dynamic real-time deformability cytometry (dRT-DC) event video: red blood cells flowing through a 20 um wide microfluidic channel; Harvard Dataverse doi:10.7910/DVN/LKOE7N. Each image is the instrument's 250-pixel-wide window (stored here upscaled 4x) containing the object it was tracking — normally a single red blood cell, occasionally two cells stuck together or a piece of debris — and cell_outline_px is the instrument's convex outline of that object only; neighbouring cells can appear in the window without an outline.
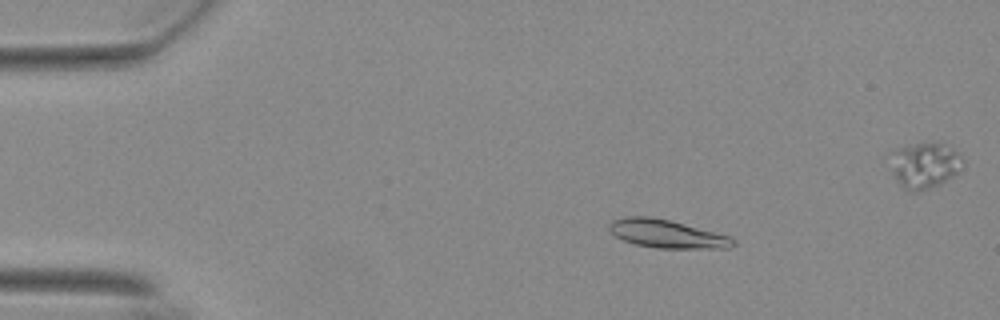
{"species": "Egyptian fruit bat (a non-hibernating species)", "species_latin": "Rousettus aegyptiacus", "temperature_condition": "warm", "stored_images_in_passage": 56, "camera_frame_rate_fps": 3000, "um_per_image_px": 0.085, "animal": {"sex": "female"}, "frame": {"image": 1, "passage_image": 9, "time_ms": 2.667, "image_size_px": [1000, 320], "cell_outline_px": [[736, 244], [732, 248], [656, 248], [636, 244], [624, 240], [616, 236], [608, 228], [608, 224], [612, 220], [624, 216], [652, 216], [668, 220], [728, 236], [736, 240]], "centroid_in_image_um": [56.65, 19.87], "position_along_channel_um": 28.3, "area_um2": 20.17}}
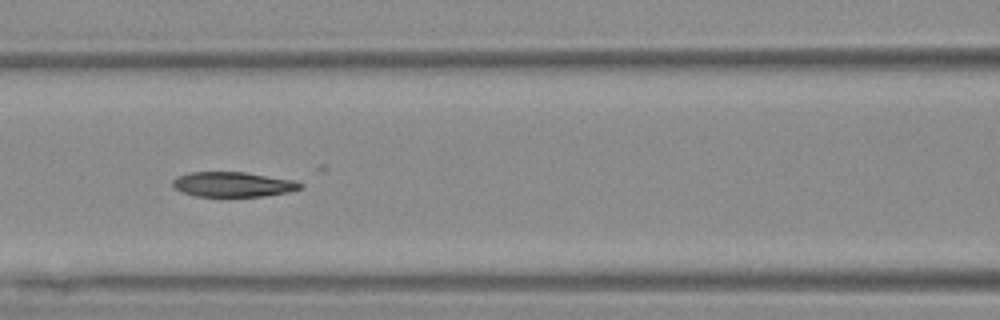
{"frame": {"image": 2, "passage_image": 24, "time_ms": 7.667, "image_size_px": [1000, 320], "cell_outline_px": [[304, 184], [300, 188], [288, 192], [264, 196], [196, 196], [180, 192], [172, 188], [172, 180], [180, 176], [192, 172], [244, 172], [296, 180]], "centroid_in_image_um": [19.8, 15.67], "position_along_channel_um": 146.8, "area_um2": 18.55}}
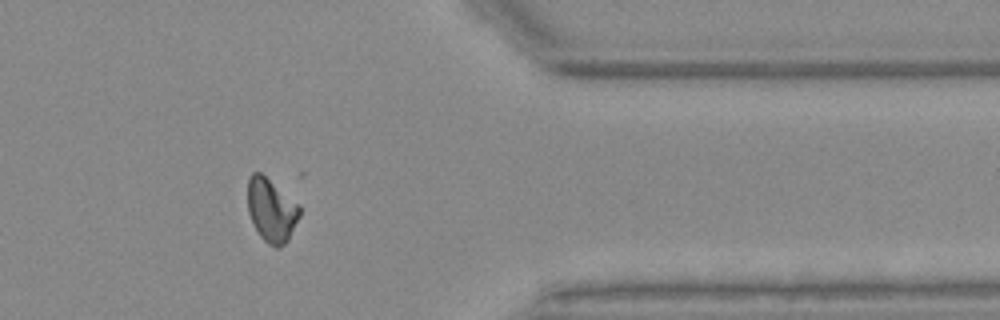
{"frame": {"image": 3, "passage_image": 45, "time_ms": 14.667, "image_size_px": [1000, 320], "cell_outline_px": [[300, 216], [288, 240], [280, 248], [276, 248], [268, 244], [260, 236], [248, 212], [248, 176], [252, 172], [260, 172], [296, 204], [300, 208]], "centroid_in_image_um": [23.04, 17.9], "position_along_channel_um": 388.4, "area_um2": 18.73}, "authors_computed_cell_mechanics": {"area_um2": 19.3919, "velocity_mm_per_s": 3.6945, "shape_relaxation_time_tau1_ms": null, "shape_relaxation_time_tau2_ms": 2.3349, "deformation_change_tau1": null, "deformation_change_tau2": 0.0647}}